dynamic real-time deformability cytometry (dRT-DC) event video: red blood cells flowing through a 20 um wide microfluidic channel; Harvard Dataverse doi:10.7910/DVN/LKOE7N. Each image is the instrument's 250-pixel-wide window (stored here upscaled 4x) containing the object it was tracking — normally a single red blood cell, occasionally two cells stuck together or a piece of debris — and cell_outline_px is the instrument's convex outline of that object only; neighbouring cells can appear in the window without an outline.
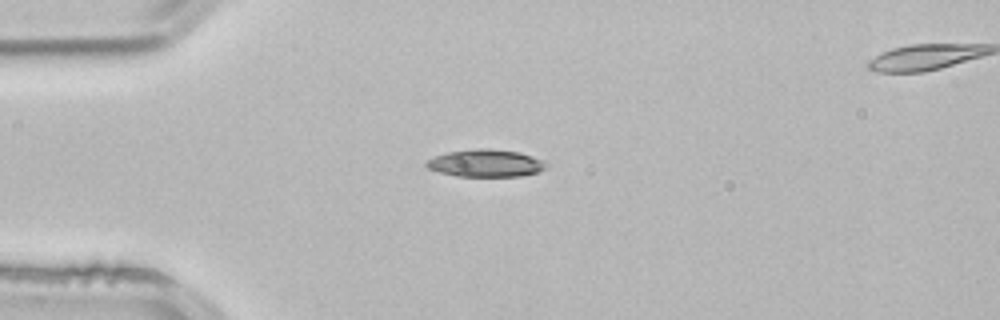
{"species": "common noctule bat (a hibernating species)", "species_latin": "Nyctalus noctula", "temperature_condition": "room temperature", "stored_images_in_passage": 3, "segment_of_instrument_passage": [1, 2], "camera_frame_rate_fps": 3000, "um_per_image_px": 0.085, "animal": {"sex": "male", "body_mass_g": 21.5, "forearm_length_mm": 52.0}, "frame": {"image": 1, "passage_image": 2, "time_ms": 0.333, "image_size_px": [1000, 320], "cell_outline_px": [[548, 164], [544, 168], [536, 172], [520, 176], [456, 176], [440, 172], [428, 168], [424, 164], [428, 160], [436, 156], [448, 152], [476, 148], [488, 148], [520, 152], [532, 156]], "centroid_in_image_um": [41.27, 13.86], "position_along_channel_um": 43.7, "area_um2": 18.9}}